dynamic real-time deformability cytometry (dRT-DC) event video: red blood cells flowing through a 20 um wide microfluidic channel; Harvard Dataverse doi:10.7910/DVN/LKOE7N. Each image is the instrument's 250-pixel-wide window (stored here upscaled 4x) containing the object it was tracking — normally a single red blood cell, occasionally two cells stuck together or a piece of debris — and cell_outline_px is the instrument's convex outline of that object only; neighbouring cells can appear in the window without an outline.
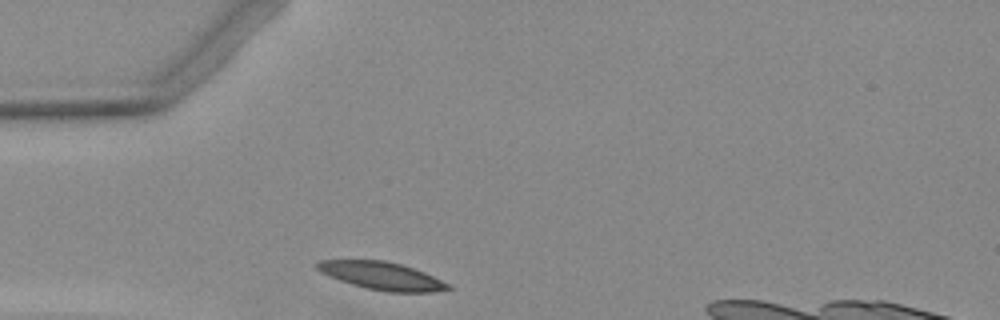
{"species": "Egyptian fruit bat (a non-hibernating species)", "species_latin": "Rousettus aegyptiacus", "temperature_condition": "warm", "stored_images_in_passage": 1, "camera_frame_rate_fps": 3000, "um_per_image_px": 0.085, "animal": {"sex": "female"}, "frame": {"image": 1, "passage_image": 1, "time_ms": 0.0, "image_size_px": [1000, 320], "cell_outline_px": [[452, 288], [432, 292], [388, 292], [368, 288], [352, 284], [328, 276], [320, 272], [312, 264], [320, 260], [384, 260], [400, 264], [424, 272], [452, 284]], "centroid_in_image_um": [32.44, 23.44], "position_along_channel_um": 52.6, "area_um2": 21.21}}